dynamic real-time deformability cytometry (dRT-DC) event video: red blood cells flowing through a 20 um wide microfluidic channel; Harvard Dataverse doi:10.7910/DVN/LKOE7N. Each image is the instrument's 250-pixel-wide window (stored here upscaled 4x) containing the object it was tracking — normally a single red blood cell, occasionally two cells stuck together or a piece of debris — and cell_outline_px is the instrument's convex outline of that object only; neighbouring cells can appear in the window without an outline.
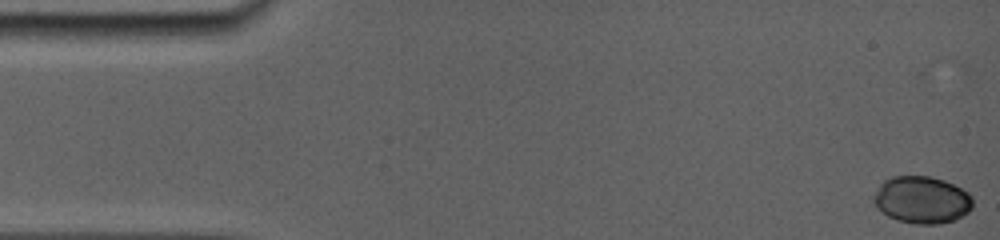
{"species": "common noctule bat (a hibernating species)", "species_latin": "Nyctalus noctula", "temperature_condition": "room temperature", "stored_images_in_passage": 38, "camera_frame_rate_fps": 5000, "um_per_image_px": 0.085, "animal": {"sex": "female", "body_mass_g": 19.0, "forearm_length_mm": 56.7}, "frame": {"image": 1, "passage_image": 1, "time_ms": 0.0, "image_size_px": [1000, 240], "cell_outline_px": [[972, 208], [968, 212], [956, 220], [940, 224], [916, 224], [896, 220], [888, 216], [876, 208], [872, 200], [872, 196], [880, 184], [884, 180], [892, 176], [932, 176], [944, 180], [968, 192], [972, 196]], "centroid_in_image_um": [78.34, 16.99], "position_along_channel_um": 6.7, "area_um2": 27.57}}
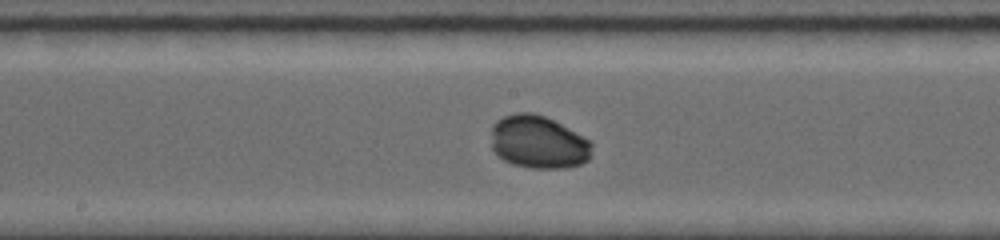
{"frame": {"image": 2, "passage_image": 17, "time_ms": 8.4, "image_size_px": [1000, 240], "cell_outline_px": [[592, 156], [588, 160], [580, 164], [568, 168], [528, 168], [512, 164], [496, 156], [492, 148], [492, 124], [496, 120], [504, 116], [516, 112], [532, 112], [544, 116], [592, 140]], "centroid_in_image_um": [45.77, 12.09], "position_along_channel_um": 202.4, "area_um2": 31.5}}
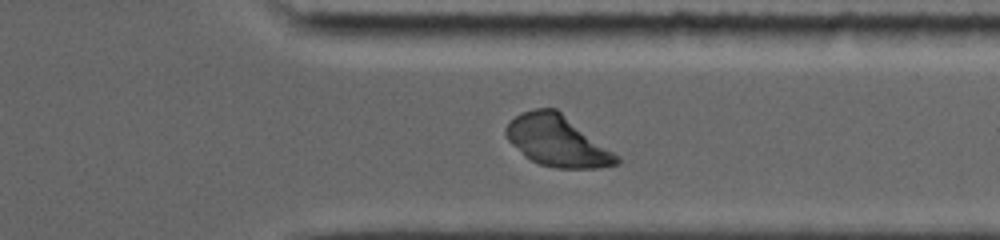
{"frame": {"image": 3, "passage_image": 33, "time_ms": 12.6, "image_size_px": [1000, 240], "cell_outline_px": [[620, 164], [596, 168], [556, 168], [540, 164], [524, 156], [508, 140], [504, 132], [504, 128], [520, 112], [536, 108], [556, 108], [620, 156]], "centroid_in_image_um": [47.38, 11.98], "position_along_channel_um": 364.0, "area_um2": 32.83}}